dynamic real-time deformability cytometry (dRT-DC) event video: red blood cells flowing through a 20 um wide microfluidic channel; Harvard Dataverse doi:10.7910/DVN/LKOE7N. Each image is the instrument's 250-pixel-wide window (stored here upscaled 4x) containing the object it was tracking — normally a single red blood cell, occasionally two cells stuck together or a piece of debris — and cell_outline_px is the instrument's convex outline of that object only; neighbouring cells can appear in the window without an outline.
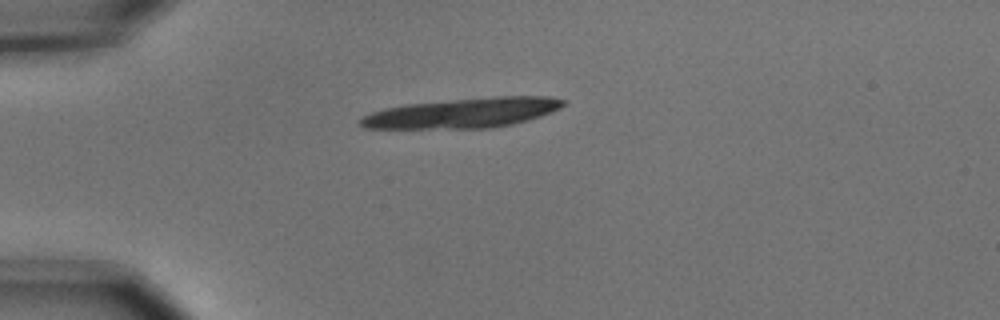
{"species": "common noctule bat (a hibernating species)", "species_latin": "Nyctalus noctula", "temperature_condition": "cold", "stored_images_in_passage": 11, "camera_frame_rate_fps": 3000, "um_per_image_px": 0.085, "animal": {"sex": "male", "body_mass_g": 15.6}, "frame": {"image": 1, "passage_image": 1, "time_ms": 0.0, "image_size_px": [1000, 320], "cell_outline_px": [[568, 100], [560, 108], [552, 112], [528, 120], [512, 124], [488, 128], [364, 128], [356, 120], [372, 112], [384, 108], [404, 104], [496, 96], [548, 96]], "centroid_in_image_um": [39.36, 9.59], "position_along_channel_um": 45.6, "area_um2": 35.32}}
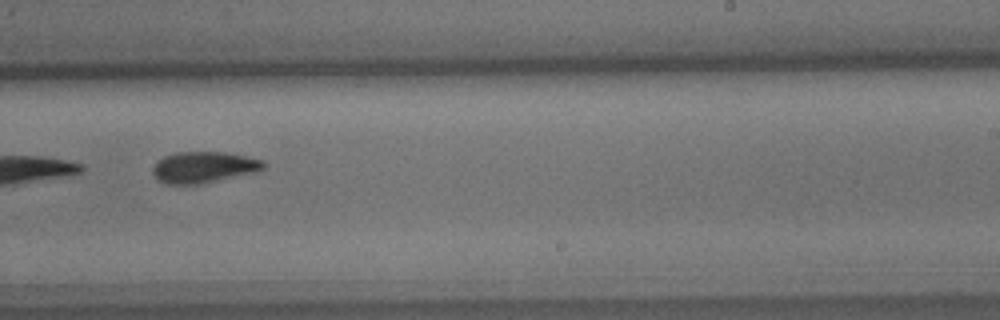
{"frame": {"image": 2, "passage_image": 7, "time_ms": 2.0, "image_size_px": [1000, 320], "cell_outline_px": [[264, 168], [256, 172], [200, 184], [164, 184], [156, 180], [152, 172], [152, 168], [164, 156], [176, 152], [224, 152], [264, 160]], "centroid_in_image_um": [17.29, 14.22], "position_along_channel_um": 271.7, "area_um2": 20.11}}